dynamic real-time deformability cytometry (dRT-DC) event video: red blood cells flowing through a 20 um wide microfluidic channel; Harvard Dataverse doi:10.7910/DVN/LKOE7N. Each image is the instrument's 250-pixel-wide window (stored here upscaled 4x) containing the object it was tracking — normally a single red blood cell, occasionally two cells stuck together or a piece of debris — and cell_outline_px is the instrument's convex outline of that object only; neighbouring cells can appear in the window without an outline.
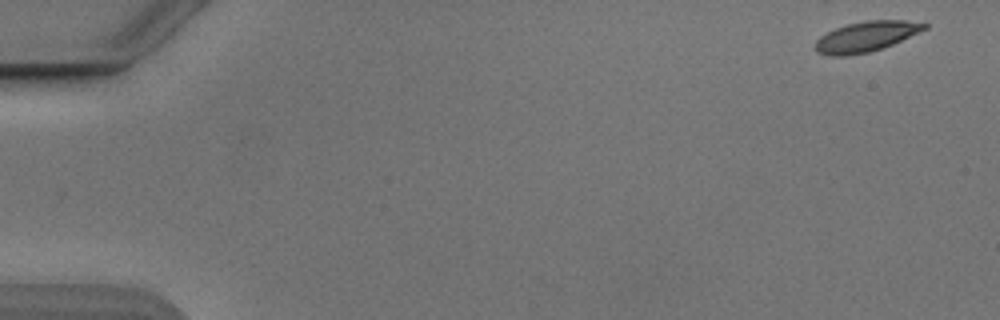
{"species": "Egyptian fruit bat (a non-hibernating species)", "species_latin": "Rousettus aegyptiacus", "temperature_condition": "cold", "stored_images_in_passage": 49, "camera_frame_rate_fps": 3000, "um_per_image_px": 0.085, "animal": {"sex": "male"}, "frame": {"image": 1, "passage_image": 1, "time_ms": 0.0, "image_size_px": [1000, 320], "cell_outline_px": [[928, 28], [892, 44], [868, 52], [844, 56], [832, 56], [816, 52], [812, 48], [816, 40], [820, 36], [836, 28], [848, 24], [864, 20], [904, 20], [928, 24]], "centroid_in_image_um": [73.57, 3.11], "position_along_channel_um": 11.4, "area_um2": 19.13}}
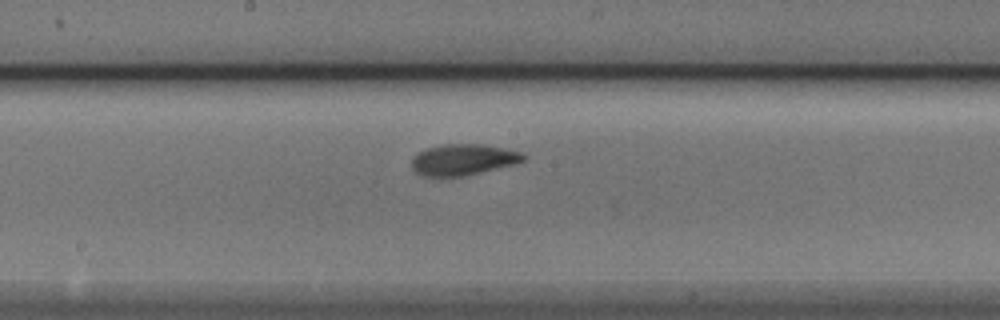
{"frame": {"image": 2, "passage_image": 28, "time_ms": 9.0, "image_size_px": [1000, 320], "cell_outline_px": [[528, 156], [524, 160], [512, 164], [480, 172], [460, 176], [424, 176], [416, 172], [412, 168], [412, 156], [428, 148], [444, 144], [484, 144], [508, 148], [524, 152]], "centroid_in_image_um": [39.41, 13.55], "position_along_channel_um": 208.8, "area_um2": 20.17}}
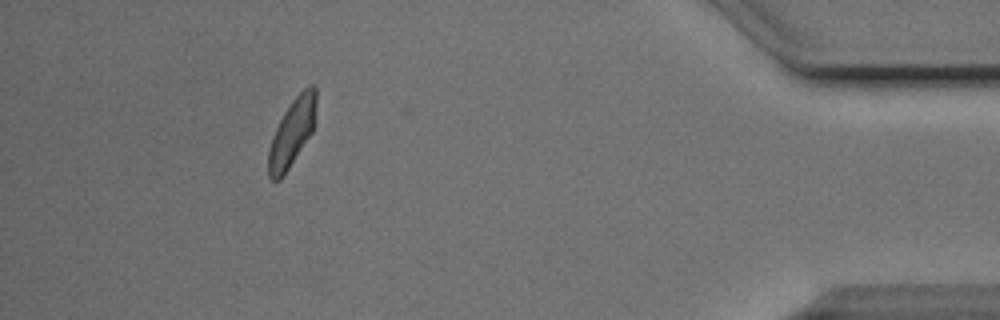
{"frame": {"image": 3, "passage_image": 48, "time_ms": 15.667, "image_size_px": [1000, 320], "cell_outline_px": [[316, 104], [312, 132], [280, 180], [272, 180], [268, 176], [268, 148], [272, 136], [284, 112], [292, 100], [308, 84], [312, 84], [316, 88]], "centroid_in_image_um": [24.81, 11.25], "position_along_channel_um": 410.4, "area_um2": 18.5}, "authors_computed_cell_mechanics": {"area_um2": 19.8832, "velocity_mm_per_s": 3.8406, "shape_relaxation_time_tau1_ms": 2.3016, "shape_relaxation_time_tau2_ms": 1.3073, "deformation_change_tau1": 0.1191, "deformation_change_tau2": 0.0638}}